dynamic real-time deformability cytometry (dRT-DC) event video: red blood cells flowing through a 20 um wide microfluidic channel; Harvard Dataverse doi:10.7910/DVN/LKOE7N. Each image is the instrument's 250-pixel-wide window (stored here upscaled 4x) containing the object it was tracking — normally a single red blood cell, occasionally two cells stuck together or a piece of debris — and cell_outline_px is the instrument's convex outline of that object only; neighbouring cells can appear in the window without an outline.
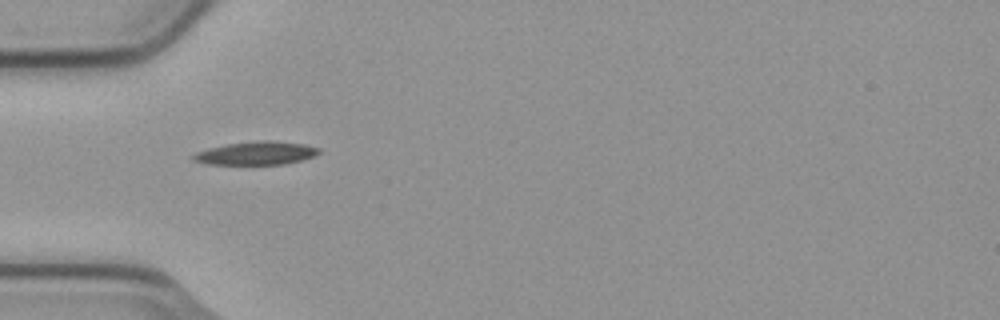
{"species": "common noctule bat (a hibernating species)", "species_latin": "Nyctalus noctula", "temperature_condition": "cold", "stored_images_in_passage": 4, "camera_frame_rate_fps": 3000, "um_per_image_px": 0.085, "animal": {"sex": "male", "body_mass_g": 23.1, "forearm_length_mm": 52.7}, "frame": {"image": 1, "passage_image": 1, "time_ms": 0.0, "image_size_px": [1000, 320], "cell_outline_px": [[320, 152], [312, 156], [300, 160], [284, 164], [208, 164], [192, 160], [188, 156], [196, 152], [208, 148], [228, 144], [260, 140], [272, 140], [304, 144], [320, 148]], "centroid_in_image_um": [21.73, 13.01], "position_along_channel_um": 63.3, "area_um2": 16.99}}
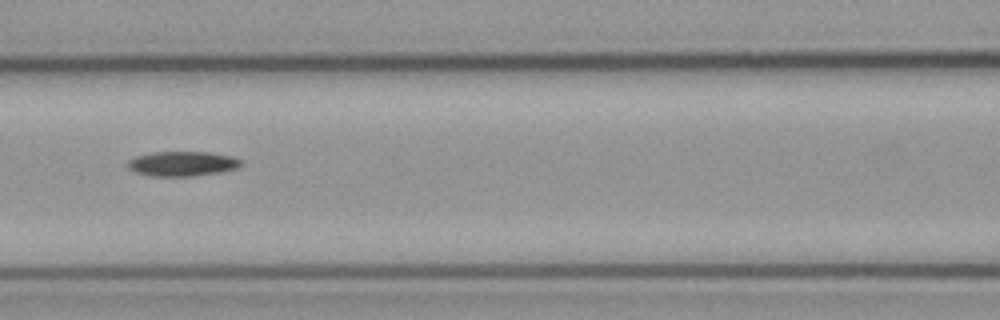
{"frame": {"image": 2, "passage_image": 3, "time_ms": 0.667, "image_size_px": [1000, 320], "cell_outline_px": [[244, 164], [236, 168], [220, 172], [192, 176], [152, 176], [136, 172], [128, 168], [124, 164], [128, 160], [136, 156], [152, 152], [208, 152], [232, 156], [240, 160]], "centroid_in_image_um": [15.47, 13.91], "position_along_channel_um": 151.1, "area_um2": 16.42}}
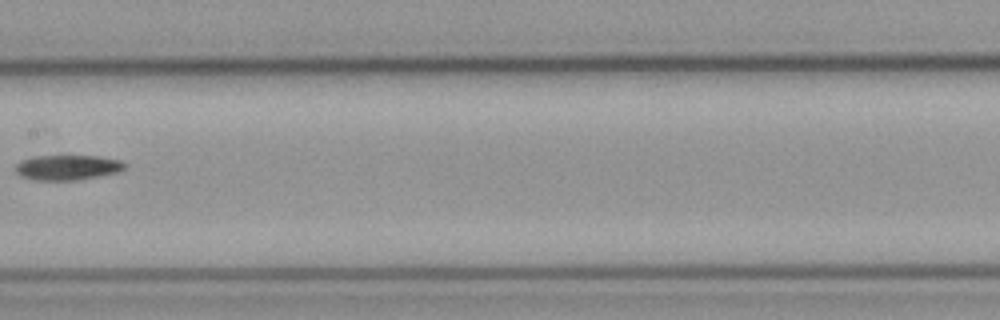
{"frame": {"image": 3, "passage_image": 4, "time_ms": 1.0, "image_size_px": [1000, 320], "cell_outline_px": [[124, 168], [116, 172], [96, 176], [72, 180], [32, 180], [20, 176], [12, 168], [20, 160], [32, 156], [100, 156], [120, 160], [124, 164]], "centroid_in_image_um": [5.62, 14.22], "position_along_channel_um": 201.8, "area_um2": 15.9}}